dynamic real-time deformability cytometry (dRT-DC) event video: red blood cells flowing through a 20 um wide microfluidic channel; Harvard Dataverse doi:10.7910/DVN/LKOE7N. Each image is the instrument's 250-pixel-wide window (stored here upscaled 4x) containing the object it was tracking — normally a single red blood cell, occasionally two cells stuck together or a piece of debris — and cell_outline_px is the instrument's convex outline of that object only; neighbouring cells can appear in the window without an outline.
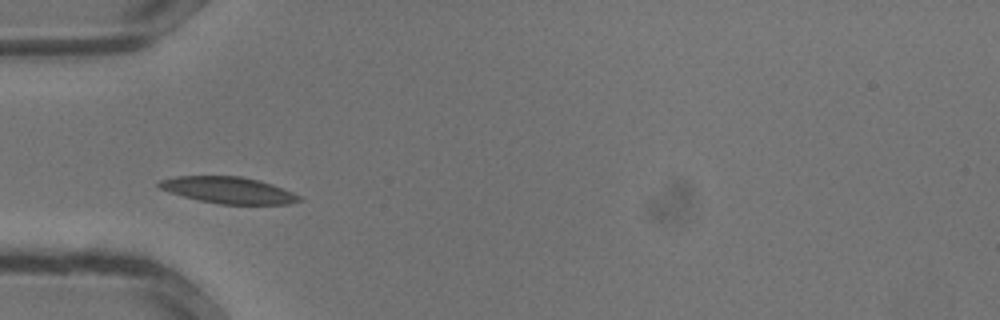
{"species": "common noctule bat (a hibernating species)", "species_latin": "Nyctalus noctula", "temperature_condition": "warm", "stored_images_in_passage": 24, "camera_frame_rate_fps": 3000, "um_per_image_px": 0.085, "animal": {"sex": "male", "body_mass_g": 13.3}, "frame": {"image": 1, "passage_image": 7, "time_ms": 2.0, "image_size_px": [1000, 320], "cell_outline_px": [[304, 200], [292, 204], [220, 204], [200, 200], [168, 192], [160, 188], [156, 184], [160, 180], [176, 176], [240, 176], [260, 180], [272, 184], [292, 192], [300, 196]], "centroid_in_image_um": [19.43, 16.16], "position_along_channel_um": 65.6, "area_um2": 21.68}}
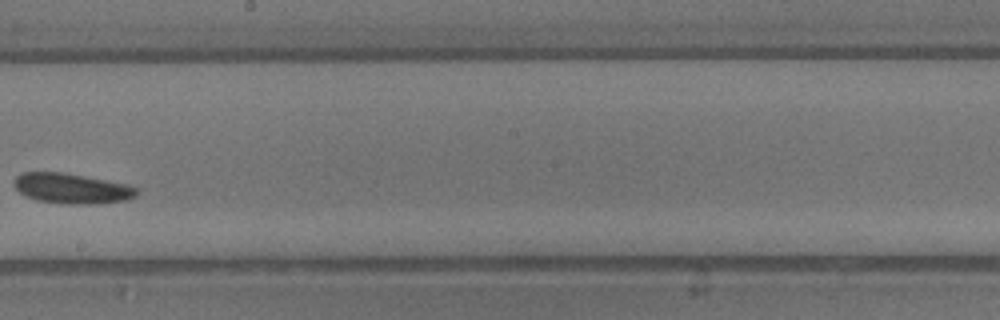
{"frame": {"image": 2, "passage_image": 16, "time_ms": 5.0, "image_size_px": [1000, 320], "cell_outline_px": [[140, 192], [136, 196], [128, 200], [96, 204], [68, 204], [36, 200], [24, 196], [12, 184], [12, 180], [20, 172], [64, 172], [128, 184], [140, 188]], "centroid_in_image_um": [6.12, 16.01], "position_along_channel_um": 242.1, "area_um2": 22.08}}
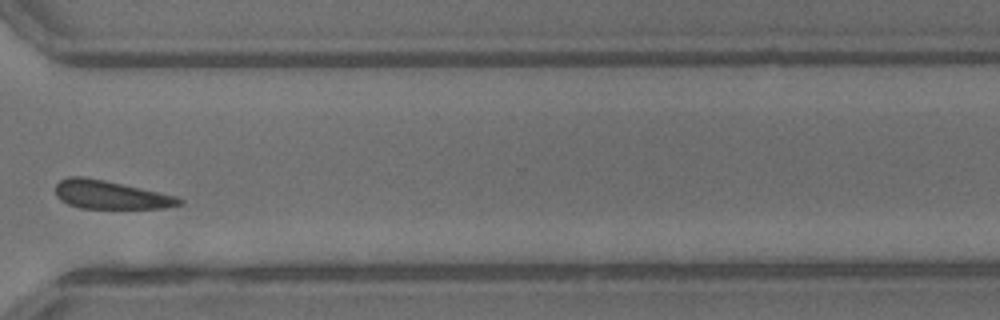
{"frame": {"image": 3, "passage_image": 22, "time_ms": 7.0, "image_size_px": [1000, 320], "cell_outline_px": [[184, 204], [164, 208], [80, 208], [68, 204], [60, 200], [56, 196], [56, 184], [60, 180], [68, 176], [80, 176], [104, 180], [180, 196], [184, 200]], "centroid_in_image_um": [9.44, 16.56], "position_along_channel_um": 361.2, "area_um2": 20.63}}